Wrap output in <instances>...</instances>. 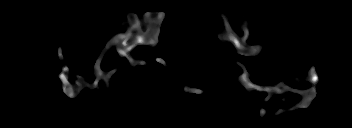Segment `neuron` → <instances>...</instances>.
Masks as SVG:
<instances>
[{
	"label": "neuron",
	"mask_w": 352,
	"mask_h": 128,
	"mask_svg": "<svg viewBox=\"0 0 352 128\" xmlns=\"http://www.w3.org/2000/svg\"><path fill=\"white\" fill-rule=\"evenodd\" d=\"M143 16H145L144 20H146V29H142L141 28V21L138 20L137 16H132L133 18H130V15H128V19H130V25L131 27L126 31V33H121L118 34L117 36H115V38L111 39L110 41L106 42V50L103 51V53H101V55L99 56V58H102V56L105 55V52H107L108 49H110L113 44H118V54L120 55V59H122L123 57H126L129 60V63L132 66H136V65H145L146 61L142 60L139 61L135 58H133L130 54L129 51L132 50L135 46L137 45H148L150 47H155L158 44V34L163 22V19L165 17V13L164 12H146L145 14H143ZM220 16L223 18L224 20V25H225V34L222 35H218L219 38L221 40H227L230 41L231 43H233L235 45V48L238 50V52L240 53V55H244V56H254L257 55L259 53V51L261 50V46L257 45V46H248L245 41L249 38V31L248 28L246 26V23H243L242 25V29L245 32L244 38H240L238 35L235 34V32L232 31V29L230 28L229 24H228V16L225 15L224 13H220ZM58 56L59 59L61 61L64 60V57L62 55V48L59 47L58 50ZM156 61L163 63L164 61L161 58H156ZM100 64H101V59H99L96 64L94 65V73L96 74L97 78L93 84V86H97L98 81L100 79H104V81L106 82V85H109L108 81L111 78L112 74L115 73V71L117 70V68L115 70H112L110 72H107L106 75H104V72L101 71L100 69ZM235 64L242 66L244 72L238 77V80L241 81L242 85L246 88V89H256L258 91H270V93H282L283 89H280L279 86H268V87H261L258 85H255L253 83H251L247 76H249L247 69L245 68V66L241 65L239 61H236ZM315 67L312 66V68L308 71V74L310 76L309 78V82L312 83H317L318 82V75L315 72ZM69 69L67 66L63 67V71L62 73L59 75V78L61 80V83L63 85V91L66 95H68L70 98H74L77 97L81 90L84 88V85L78 80L75 84L76 87L78 88V91L76 93H74V88L75 86H71L67 80V73H68ZM287 80V78L283 79L282 81V87H284V90H288V91H293V88H290L287 85H283L284 81ZM187 92H195V93H204V91H202L201 89H192V88H186ZM305 93L302 101L296 105L295 108L298 107H303L306 108L310 102L315 98L316 96V87H312L311 89H305V91L303 92ZM284 110L283 109H279L276 113H274V115H278L281 114ZM260 116H263L265 113V109H261L260 111Z\"/></svg>",
	"instance_id": "obj_1"
}]
</instances>
